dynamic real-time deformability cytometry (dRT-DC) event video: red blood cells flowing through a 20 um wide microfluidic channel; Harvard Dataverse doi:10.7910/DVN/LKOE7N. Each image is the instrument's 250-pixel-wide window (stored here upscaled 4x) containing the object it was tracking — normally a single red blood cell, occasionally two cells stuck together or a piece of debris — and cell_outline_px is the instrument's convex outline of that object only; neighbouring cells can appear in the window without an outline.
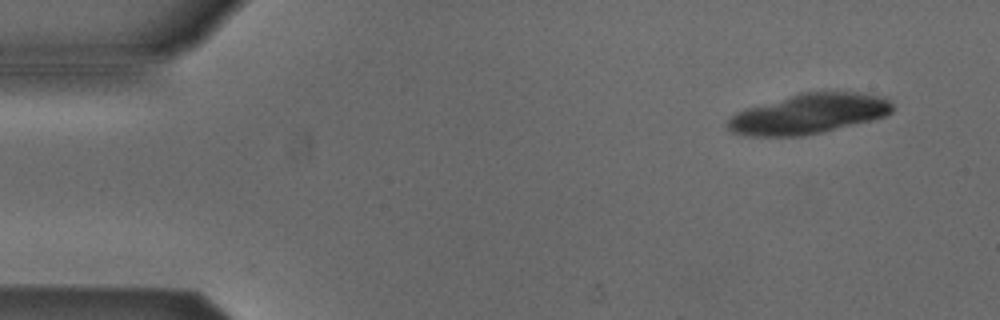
{"species": "Egyptian fruit bat (a non-hibernating species)", "species_latin": "Rousettus aegyptiacus", "temperature_condition": "cold", "stored_images_in_passage": 5, "segment_of_instrument_passage": [1, 2], "camera_frame_rate_fps": 3000, "um_per_image_px": 0.085, "animal": {"sex": "male"}, "frame": {"image": 1, "passage_image": 1, "time_ms": 0.0, "image_size_px": [1000, 320], "cell_outline_px": [[892, 112], [884, 116], [872, 120], [824, 132], [800, 136], [748, 136], [732, 132], [724, 124], [736, 112], [748, 108], [800, 92], [856, 92], [884, 96], [892, 104]], "centroid_in_image_um": [68.74, 9.68], "position_along_channel_um": 16.3, "area_um2": 38.38}}